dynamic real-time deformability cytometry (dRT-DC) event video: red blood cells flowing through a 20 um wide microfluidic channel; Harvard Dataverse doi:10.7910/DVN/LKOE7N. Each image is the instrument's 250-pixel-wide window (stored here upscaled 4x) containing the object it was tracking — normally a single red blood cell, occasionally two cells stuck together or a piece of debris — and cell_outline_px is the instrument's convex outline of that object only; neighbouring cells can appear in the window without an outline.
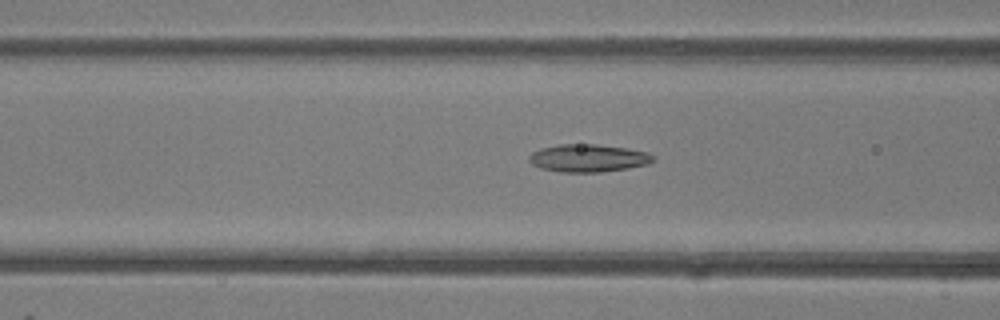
{"species": "common noctule bat (a hibernating species)", "species_latin": "Nyctalus noctula", "temperature_condition": "room temperature", "stored_images_in_passage": 30, "camera_frame_rate_fps": 3000, "um_per_image_px": 0.085, "animal": {"sex": "female"}, "frame": {"image": 1, "passage_image": 11, "time_ms": 3.333, "image_size_px": [1000, 320], "cell_outline_px": [[656, 156], [648, 164], [628, 168], [600, 172], [560, 172], [540, 168], [532, 164], [528, 160], [528, 156], [532, 152], [540, 148], [560, 144], [596, 144], [628, 148], [648, 152]], "centroid_in_image_um": [49.98, 13.43], "position_along_channel_um": 116.6, "area_um2": 20.17}}
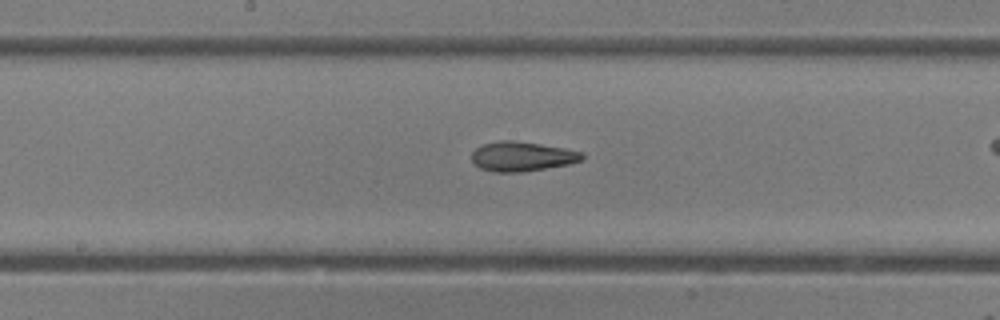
{"frame": {"image": 2, "passage_image": 17, "time_ms": 5.333, "image_size_px": [1000, 320], "cell_outline_px": [[584, 160], [568, 164], [520, 172], [492, 172], [480, 168], [472, 160], [472, 152], [476, 148], [484, 144], [500, 140], [512, 140], [540, 144], [564, 148], [584, 152]], "centroid_in_image_um": [44.38, 13.29], "position_along_channel_um": 203.8, "area_um2": 18.96}}
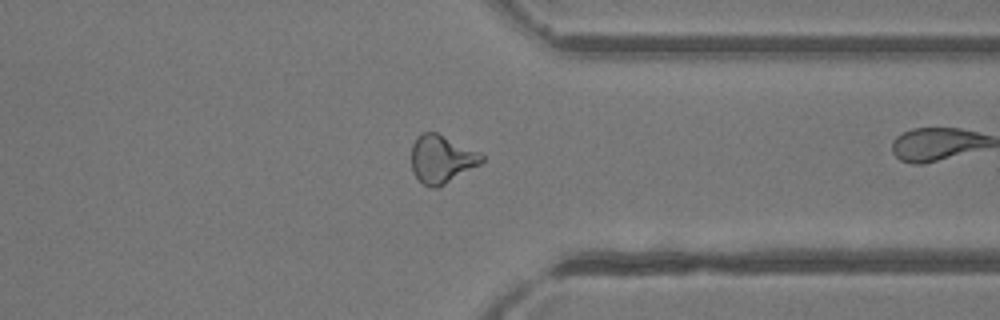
{"frame": {"image": 3, "passage_image": 29, "time_ms": 9.333, "image_size_px": [1000, 320], "cell_outline_px": [[484, 160], [480, 164], [440, 188], [432, 188], [424, 184], [412, 172], [412, 144], [416, 136], [420, 132], [436, 132], [480, 152], [484, 156]], "centroid_in_image_um": [37.53, 13.52], "position_along_channel_um": 373.9, "area_um2": 19.83}}